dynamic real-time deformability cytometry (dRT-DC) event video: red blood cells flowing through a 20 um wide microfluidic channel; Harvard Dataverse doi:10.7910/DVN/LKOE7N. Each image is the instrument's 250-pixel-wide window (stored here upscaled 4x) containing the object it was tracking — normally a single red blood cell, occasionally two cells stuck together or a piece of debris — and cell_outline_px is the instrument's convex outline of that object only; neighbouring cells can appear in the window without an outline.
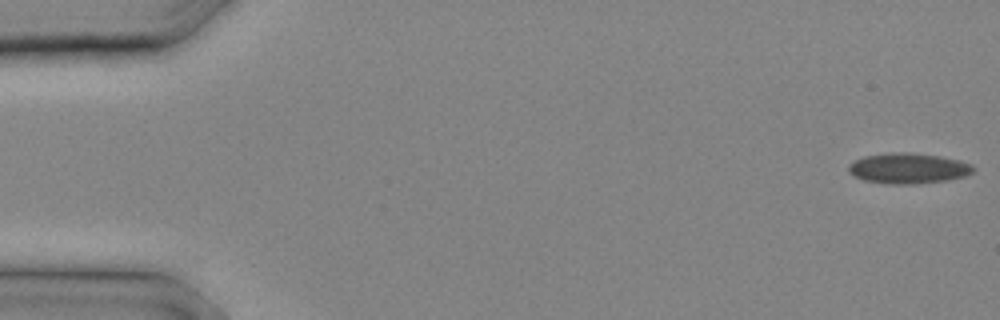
{"species": "common noctule bat (a hibernating species)", "species_latin": "Nyctalus noctula", "temperature_condition": "cold", "stored_images_in_passage": 5, "camera_frame_rate_fps": 3000, "um_per_image_px": 0.085, "animal": {"sex": "male", "body_mass_g": 20.4}, "frame": {"image": 1, "passage_image": 1, "time_ms": 0.0, "image_size_px": [1000, 320], "cell_outline_px": [[972, 168], [968, 172], [956, 176], [932, 180], [872, 180], [860, 176], [852, 172], [852, 164], [860, 160], [872, 156], [928, 156], [948, 160], [964, 164]], "centroid_in_image_um": [77.16, 14.29], "position_along_channel_um": 7.8, "area_um2": 17.05}}